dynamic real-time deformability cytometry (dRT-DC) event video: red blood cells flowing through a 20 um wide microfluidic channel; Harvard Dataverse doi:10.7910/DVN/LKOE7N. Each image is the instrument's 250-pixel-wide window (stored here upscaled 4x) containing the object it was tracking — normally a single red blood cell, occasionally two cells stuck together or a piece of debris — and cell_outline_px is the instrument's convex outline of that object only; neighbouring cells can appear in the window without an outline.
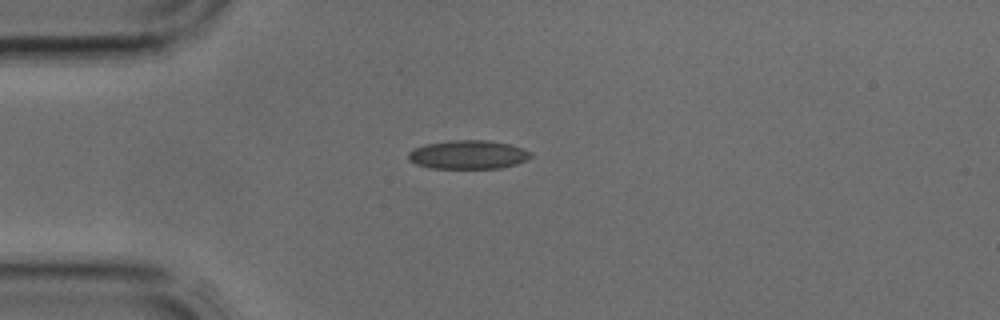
{"species": "common noctule bat (a hibernating species)", "species_latin": "Nyctalus noctula", "temperature_condition": "cold", "stored_images_in_passage": 1, "camera_frame_rate_fps": 3000, "um_per_image_px": 0.085, "animal": {"sex": "male", "body_mass_g": 17.9, "forearm_length_mm": 54.2}, "frame": {"image": 1, "passage_image": 1, "time_ms": 0.0, "image_size_px": [1000, 320], "cell_outline_px": [[532, 156], [528, 160], [516, 164], [500, 168], [428, 168], [416, 164], [408, 160], [408, 152], [412, 148], [424, 144], [448, 140], [488, 140], [508, 144], [532, 152]], "centroid_in_image_um": [39.75, 13.14], "position_along_channel_um": 45.2, "area_um2": 20.69}}